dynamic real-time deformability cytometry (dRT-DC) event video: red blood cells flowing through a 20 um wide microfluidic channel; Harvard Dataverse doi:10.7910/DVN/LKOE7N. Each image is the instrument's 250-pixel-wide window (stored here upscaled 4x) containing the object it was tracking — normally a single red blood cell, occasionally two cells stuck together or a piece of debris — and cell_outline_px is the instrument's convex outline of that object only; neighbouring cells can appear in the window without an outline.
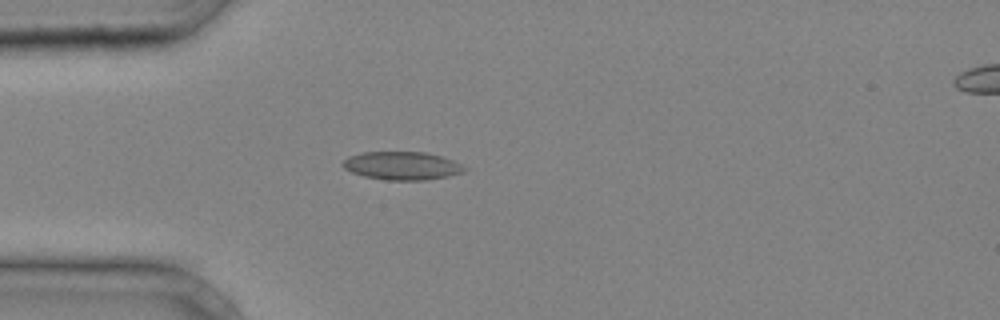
{"species": "common noctule bat (a hibernating species)", "species_latin": "Nyctalus noctula", "temperature_condition": "cold", "stored_images_in_passage": 32, "camera_frame_rate_fps": 3000, "um_per_image_px": 0.085, "animal": {"sex": "male", "body_mass_g": 20.4}, "frame": {"image": 1, "passage_image": 3, "time_ms": 0.667, "image_size_px": [1000, 320], "cell_outline_px": [[468, 168], [464, 172], [448, 176], [424, 180], [388, 180], [364, 176], [352, 172], [344, 168], [340, 164], [348, 156], [364, 152], [424, 152], [444, 156]], "centroid_in_image_um": [34.18, 14.08], "position_along_channel_um": 50.8, "area_um2": 20.0}}
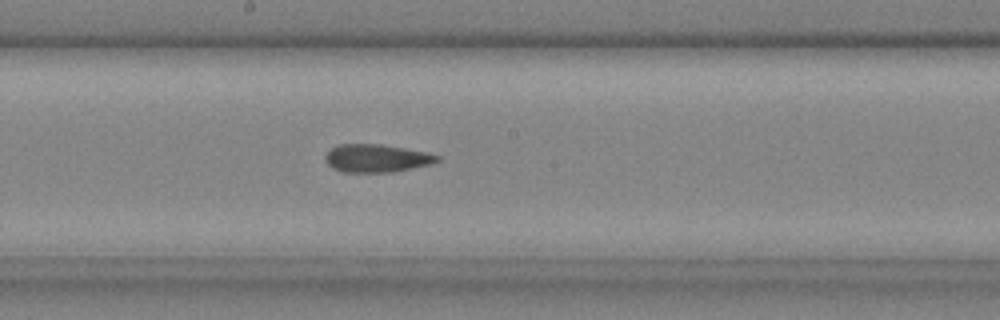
{"frame": {"image": 2, "passage_image": 14, "time_ms": 4.333, "image_size_px": [1000, 320], "cell_outline_px": [[440, 160], [432, 164], [392, 172], [340, 172], [332, 168], [324, 160], [324, 156], [332, 148], [340, 144], [380, 144], [428, 152], [440, 156]], "centroid_in_image_um": [32.01, 13.45], "position_along_channel_um": 216.2, "area_um2": 18.32}}
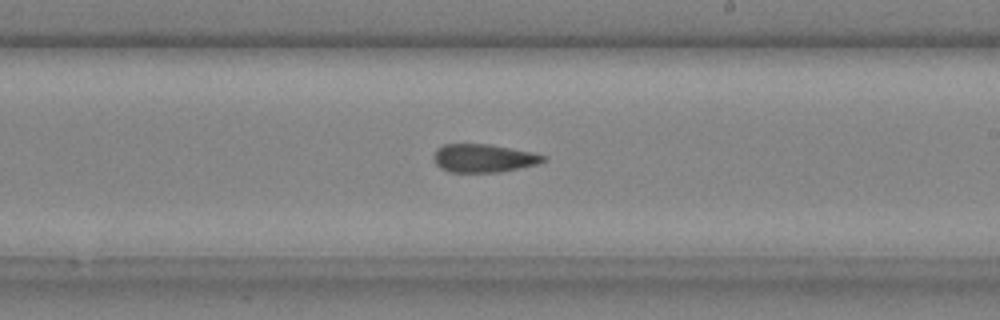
{"frame": {"image": 3, "passage_image": 16, "time_ms": 5.0, "image_size_px": [1000, 320], "cell_outline_px": [[548, 160], [536, 164], [500, 172], [448, 172], [440, 168], [436, 164], [436, 148], [444, 144], [488, 144], [532, 152], [548, 156]], "centroid_in_image_um": [41.14, 13.45], "position_along_channel_um": 247.9, "area_um2": 17.92}}